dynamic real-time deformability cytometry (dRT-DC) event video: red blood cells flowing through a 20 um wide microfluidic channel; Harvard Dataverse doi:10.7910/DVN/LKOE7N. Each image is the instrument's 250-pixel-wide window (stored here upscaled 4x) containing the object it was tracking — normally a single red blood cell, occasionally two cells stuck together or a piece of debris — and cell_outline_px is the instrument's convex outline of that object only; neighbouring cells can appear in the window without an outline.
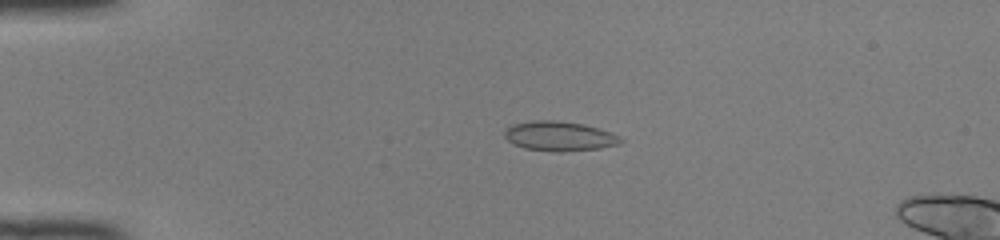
{"species": "common noctule bat (a hibernating species)", "species_latin": "Nyctalus noctula", "temperature_condition": "room temperature", "stored_images_in_passage": 46, "camera_frame_rate_fps": 3000, "um_per_image_px": 0.085, "animal": {"sex": "female", "body_mass_g": 22.0, "forearm_length_mm": 56.7}, "frame": {"image": 1, "passage_image": 8, "time_ms": 2.333, "image_size_px": [1000, 240], "cell_outline_px": [[624, 140], [620, 144], [600, 148], [560, 152], [524, 148], [508, 140], [504, 136], [504, 132], [512, 124], [536, 120], [552, 120], [584, 124], [612, 132], [620, 136]], "centroid_in_image_um": [47.59, 11.57], "position_along_channel_um": 37.4, "area_um2": 19.94}}
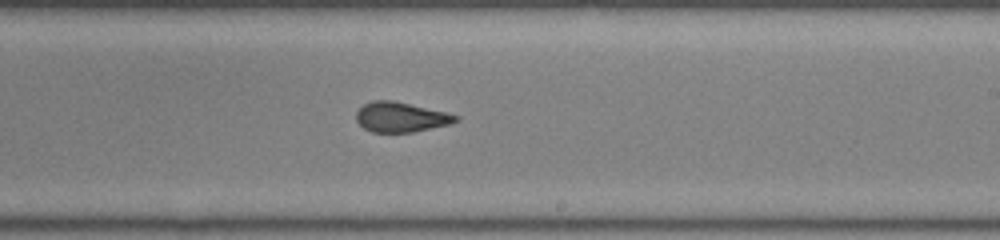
{"frame": {"image": 2, "passage_image": 27, "time_ms": 8.667, "image_size_px": [1000, 240], "cell_outline_px": [[460, 120], [448, 124], [412, 132], [372, 132], [364, 128], [356, 120], [356, 112], [364, 104], [372, 100], [392, 100], [444, 112], [460, 116]], "centroid_in_image_um": [34.04, 9.95], "position_along_channel_um": 255.0, "area_um2": 17.11}}
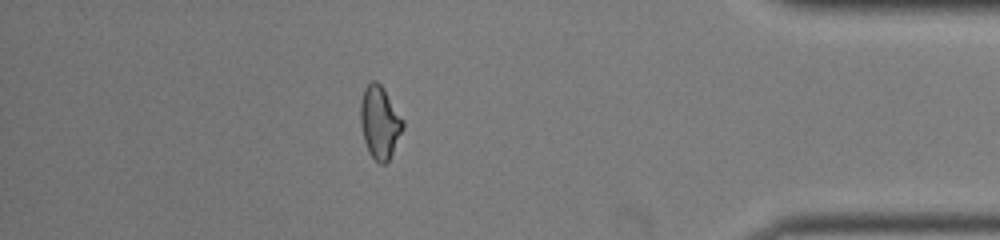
{"frame": {"image": 3, "passage_image": 40, "time_ms": 13.0, "image_size_px": [1000, 240], "cell_outline_px": [[404, 128], [388, 160], [384, 164], [380, 164], [368, 152], [364, 140], [360, 120], [360, 100], [364, 88], [372, 80], [376, 80], [384, 88], [404, 120]], "centroid_in_image_um": [32.27, 10.36], "position_along_channel_um": 402.9, "area_um2": 17.98}, "authors_computed_cell_mechanics": {"area_um2": 17.9758, "velocity_mm_per_s": 4.1402, "shape_relaxation_time_tau1_ms": 7.1698, "shape_relaxation_time_tau2_ms": 0.8877, "deformation_change_tau1": 0.1922, "deformation_change_tau2": 0.0817}}